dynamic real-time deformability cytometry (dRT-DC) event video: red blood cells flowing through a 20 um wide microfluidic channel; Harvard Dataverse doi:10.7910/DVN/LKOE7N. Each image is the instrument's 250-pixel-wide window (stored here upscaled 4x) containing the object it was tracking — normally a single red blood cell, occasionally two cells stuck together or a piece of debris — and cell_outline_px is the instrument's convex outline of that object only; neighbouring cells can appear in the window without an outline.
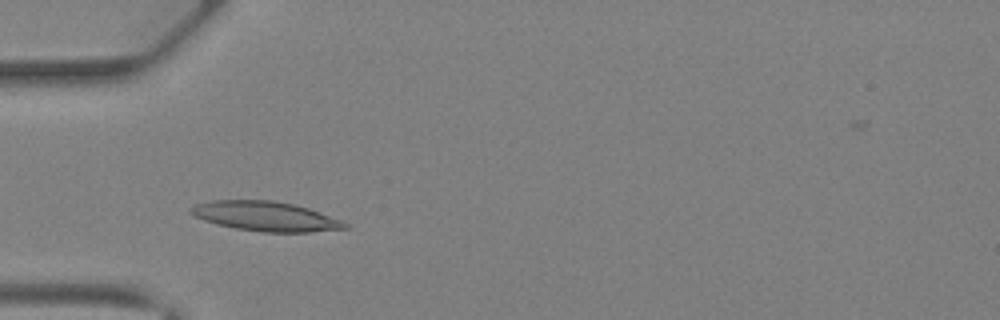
{"species": "Egyptian fruit bat (a non-hibernating species)", "species_latin": "Rousettus aegyptiacus", "temperature_condition": "warm", "stored_images_in_passage": 29, "camera_frame_rate_fps": 3000, "um_per_image_px": 0.085, "animal": {"sex": "female"}, "frame": {"image": 1, "passage_image": 6, "time_ms": 1.667, "image_size_px": [1000, 320], "cell_outline_px": [[348, 228], [312, 232], [264, 232], [236, 228], [216, 224], [204, 220], [188, 212], [188, 208], [196, 204], [212, 200], [272, 200], [296, 204], [308, 208], [340, 220], [348, 224]], "centroid_in_image_um": [22.55, 18.38], "position_along_channel_um": 62.5, "area_um2": 26.53}}
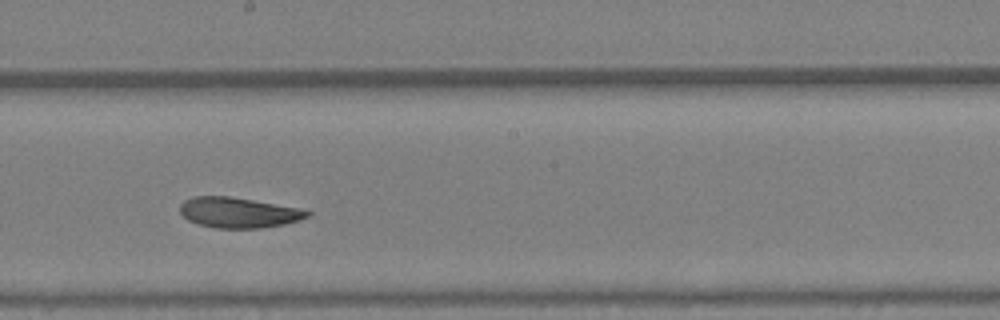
{"frame": {"image": 2, "passage_image": 16, "time_ms": 5.0, "image_size_px": [1000, 320], "cell_outline_px": [[312, 212], [308, 216], [300, 220], [284, 224], [260, 228], [216, 228], [196, 224], [188, 220], [180, 212], [180, 204], [184, 200], [196, 196], [228, 196], [304, 208]], "centroid_in_image_um": [20.29, 18.07], "position_along_channel_um": 227.9, "area_um2": 22.72}}
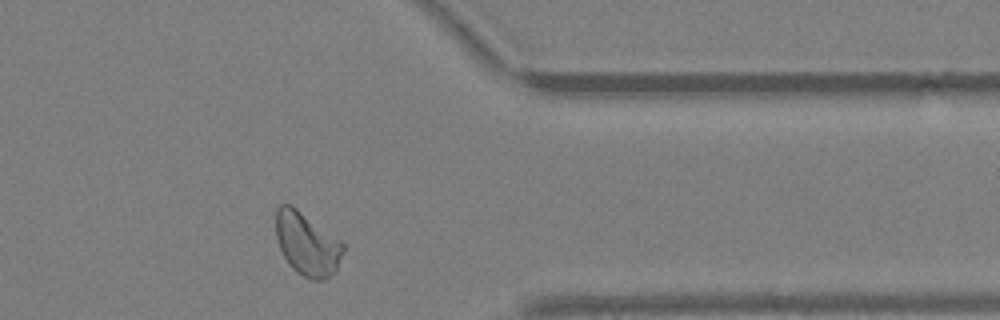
{"frame": {"image": 3, "passage_image": 26, "time_ms": 8.333, "image_size_px": [1000, 320], "cell_outline_px": [[344, 252], [336, 272], [324, 280], [312, 280], [296, 272], [288, 264], [280, 248], [276, 236], [276, 208], [280, 204], [292, 204], [340, 240], [344, 244]], "centroid_in_image_um": [26.11, 20.74], "position_along_channel_um": 385.3, "area_um2": 24.91}}